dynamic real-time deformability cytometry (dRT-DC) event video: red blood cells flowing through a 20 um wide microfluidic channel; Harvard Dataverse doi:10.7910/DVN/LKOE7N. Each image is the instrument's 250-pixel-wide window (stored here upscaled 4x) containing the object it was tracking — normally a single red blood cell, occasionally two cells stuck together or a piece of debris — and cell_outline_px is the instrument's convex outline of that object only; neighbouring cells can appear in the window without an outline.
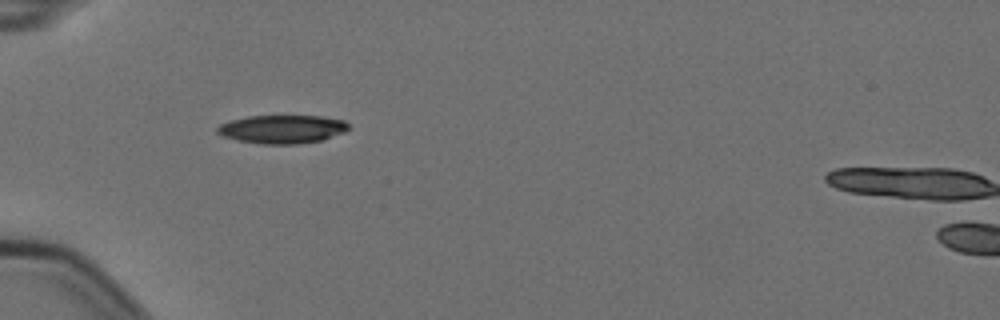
{"species": "Egyptian fruit bat (a non-hibernating species)", "species_latin": "Rousettus aegyptiacus", "temperature_condition": "cold", "stored_images_in_passage": 2, "camera_frame_rate_fps": 3000, "um_per_image_px": 0.085, "animal": {"sex": "female"}, "frame": {"image": 1, "passage_image": 1, "time_ms": 0.0, "image_size_px": [1000, 320], "cell_outline_px": [[348, 128], [344, 132], [320, 140], [296, 144], [260, 144], [236, 140], [224, 136], [216, 132], [216, 128], [220, 124], [232, 120], [248, 116], [320, 116], [344, 120], [348, 124]], "centroid_in_image_um": [23.96, 10.98], "position_along_channel_um": 61.0, "area_um2": 21.56}}
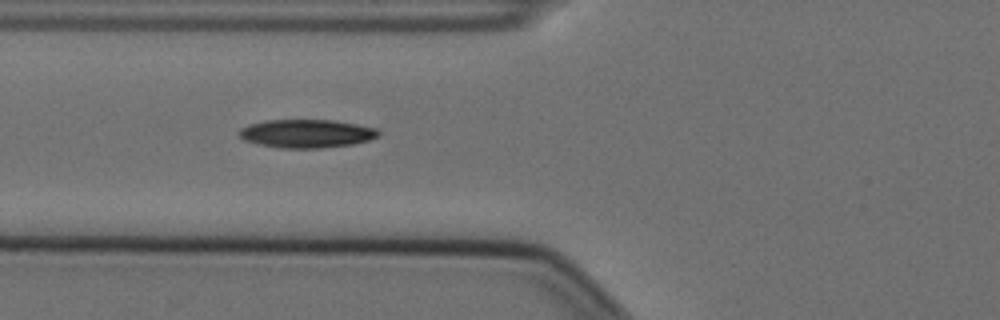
{"frame": {"image": 2, "passage_image": 2, "time_ms": 0.333, "image_size_px": [1000, 320], "cell_outline_px": [[380, 132], [376, 136], [368, 140], [352, 144], [320, 148], [280, 148], [256, 144], [244, 140], [240, 136], [240, 128], [248, 124], [264, 120], [332, 120], [356, 124], [376, 128]], "centroid_in_image_um": [26.01, 11.35], "position_along_channel_um": 99.8, "area_um2": 22.95}}